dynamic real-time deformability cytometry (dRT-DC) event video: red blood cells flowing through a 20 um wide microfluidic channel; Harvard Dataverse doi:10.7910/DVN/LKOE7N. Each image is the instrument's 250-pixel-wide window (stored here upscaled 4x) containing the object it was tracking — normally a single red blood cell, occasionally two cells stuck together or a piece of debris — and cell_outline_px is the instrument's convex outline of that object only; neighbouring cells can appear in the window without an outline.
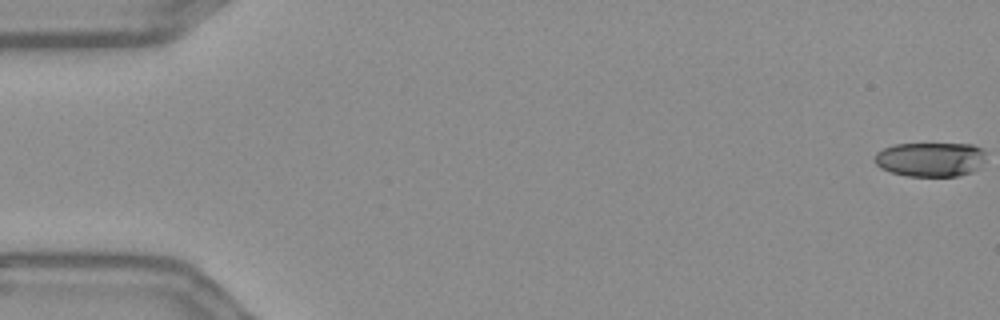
{"species": "Egyptian fruit bat (a non-hibernating species)", "species_latin": "Rousettus aegyptiacus", "temperature_condition": "warm", "stored_images_in_passage": 56, "camera_frame_rate_fps": 3000, "um_per_image_px": 0.085, "frame": {"image": 1, "passage_image": 1, "time_ms": 0.0, "image_size_px": [1000, 320], "cell_outline_px": [[984, 160], [972, 172], [960, 176], [908, 176], [888, 172], [880, 168], [872, 160], [876, 152], [892, 144], [972, 144], [980, 148], [984, 152]], "centroid_in_image_um": [79.01, 13.55], "position_along_channel_um": 6.0, "area_um2": 22.43}}
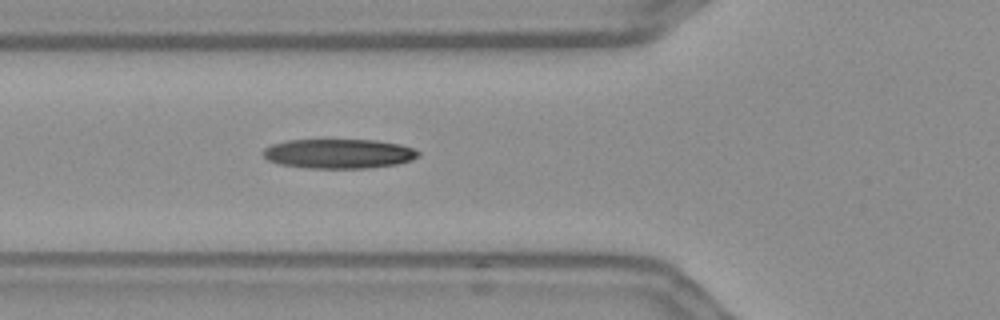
{"frame": {"image": 2, "passage_image": 21, "time_ms": 6.667, "image_size_px": [1000, 320], "cell_outline_px": [[420, 156], [412, 160], [396, 164], [368, 168], [308, 168], [280, 164], [268, 160], [260, 152], [264, 148], [272, 144], [288, 140], [376, 140], [400, 144], [412, 148], [420, 152]], "centroid_in_image_um": [28.79, 13.06], "position_along_channel_um": 97.0, "area_um2": 26.76}}
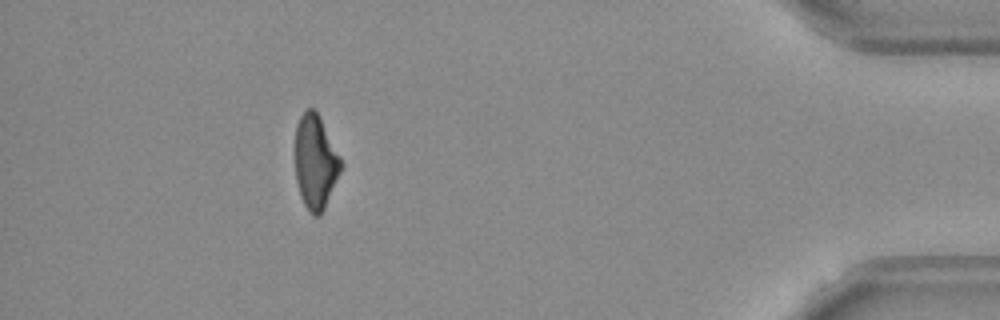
{"frame": {"image": 3, "passage_image": 51, "time_ms": 16.667, "image_size_px": [1000, 320], "cell_outline_px": [[344, 164], [324, 208], [320, 216], [312, 216], [308, 212], [300, 196], [296, 180], [296, 124], [300, 116], [308, 108], [312, 108], [320, 116]], "centroid_in_image_um": [26.82, 13.78], "position_along_channel_um": 408.4, "area_um2": 25.09}, "authors_computed_cell_mechanics": {"area_um2": 26.5013, "velocity_mm_per_s": 3.6675, "shape_relaxation_time_tau1_ms": null, "shape_relaxation_time_tau2_ms": 6.0656, "deformation_change_tau1": null, "deformation_change_tau2": 0.1737}}